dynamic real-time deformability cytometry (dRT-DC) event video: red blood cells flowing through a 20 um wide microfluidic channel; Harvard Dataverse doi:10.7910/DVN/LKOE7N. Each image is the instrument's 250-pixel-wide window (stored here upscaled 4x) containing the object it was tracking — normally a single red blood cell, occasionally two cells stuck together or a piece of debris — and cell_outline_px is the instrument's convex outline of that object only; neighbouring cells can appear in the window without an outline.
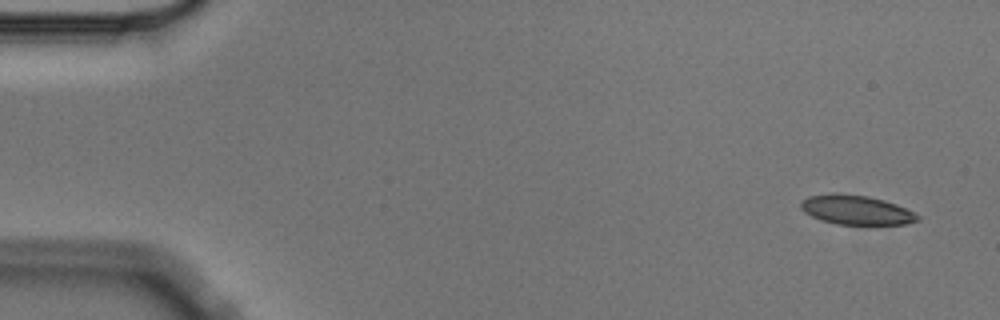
{"species": "Egyptian fruit bat (a non-hibernating species)", "species_latin": "Rousettus aegyptiacus", "temperature_condition": "cold", "stored_images_in_passage": 10, "camera_frame_rate_fps": 3000, "um_per_image_px": 0.085, "animal": {"sex": "male"}, "frame": {"image": 1, "passage_image": 1, "time_ms": 0.0, "image_size_px": [1000, 320], "cell_outline_px": [[920, 220], [908, 224], [868, 228], [836, 224], [820, 220], [804, 212], [800, 208], [800, 200], [808, 196], [832, 192], [836, 192], [868, 196], [884, 200], [896, 204], [920, 216]], "centroid_in_image_um": [72.79, 17.89], "position_along_channel_um": 12.2, "area_um2": 21.21}}
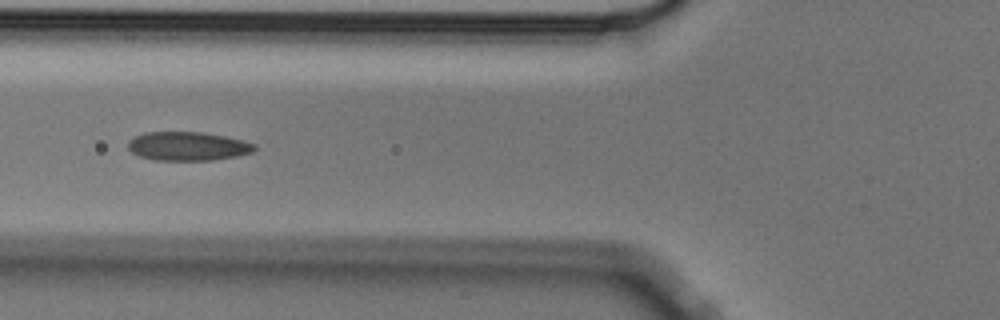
{"frame": {"image": 2, "passage_image": 6, "time_ms": 1.667, "image_size_px": [1000, 320], "cell_outline_px": [[256, 148], [252, 152], [236, 156], [212, 160], [156, 160], [140, 156], [132, 152], [128, 148], [128, 140], [144, 132], [204, 132], [224, 136], [256, 144]], "centroid_in_image_um": [15.95, 12.42], "position_along_channel_um": 109.9, "area_um2": 21.1}}
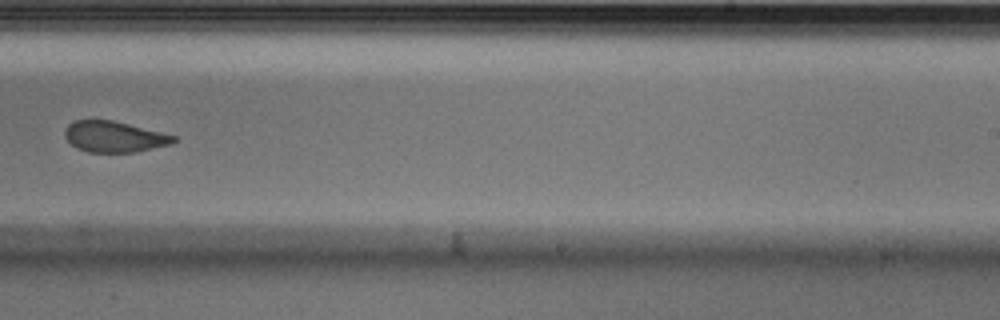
{"frame": {"image": 3, "passage_image": 10, "time_ms": 3.0, "image_size_px": [1000, 320], "cell_outline_px": [[180, 140], [172, 144], [136, 152], [88, 152], [76, 148], [64, 136], [64, 128], [68, 124], [76, 120], [112, 120], [176, 136]], "centroid_in_image_um": [9.71, 11.63], "position_along_channel_um": 279.3, "area_um2": 19.65}}